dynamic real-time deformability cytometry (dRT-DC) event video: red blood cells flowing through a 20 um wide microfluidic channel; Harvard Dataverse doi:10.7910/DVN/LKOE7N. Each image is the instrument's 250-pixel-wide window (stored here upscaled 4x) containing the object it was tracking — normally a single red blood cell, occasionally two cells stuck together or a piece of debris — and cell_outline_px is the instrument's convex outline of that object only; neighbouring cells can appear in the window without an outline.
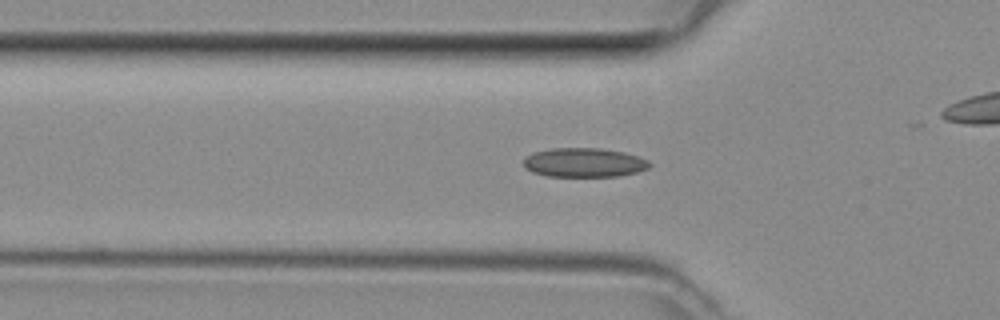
{"species": "common noctule bat (a hibernating species)", "species_latin": "Nyctalus noctula", "temperature_condition": "room temperature", "stored_images_in_passage": 48, "camera_frame_rate_fps": 3000, "um_per_image_px": 0.085, "animal": {"sex": "female", "body_mass_g": 29.2, "forearm_length_mm": 56.3}, "frame": {"image": 1, "passage_image": 15, "time_ms": 4.667, "image_size_px": [1000, 320], "cell_outline_px": [[652, 164], [648, 168], [636, 172], [620, 176], [548, 176], [532, 172], [524, 168], [524, 156], [532, 152], [552, 148], [600, 148], [624, 152], [640, 156], [648, 160]], "centroid_in_image_um": [49.64, 13.81], "position_along_channel_um": 76.2, "area_um2": 21.62}}
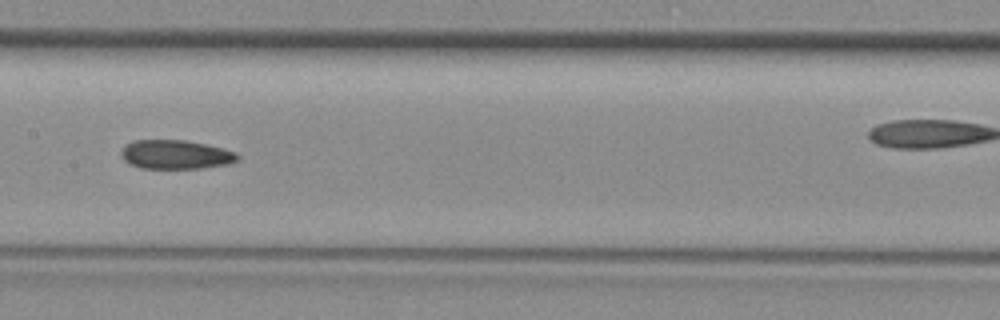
{"frame": {"image": 2, "passage_image": 23, "time_ms": 7.333, "image_size_px": [1000, 320], "cell_outline_px": [[240, 156], [236, 160], [228, 164], [200, 168], [140, 168], [128, 164], [120, 156], [120, 152], [128, 144], [136, 140], [184, 140], [224, 148], [236, 152]], "centroid_in_image_um": [14.92, 13.14], "position_along_channel_um": 192.5, "area_um2": 19.59}}
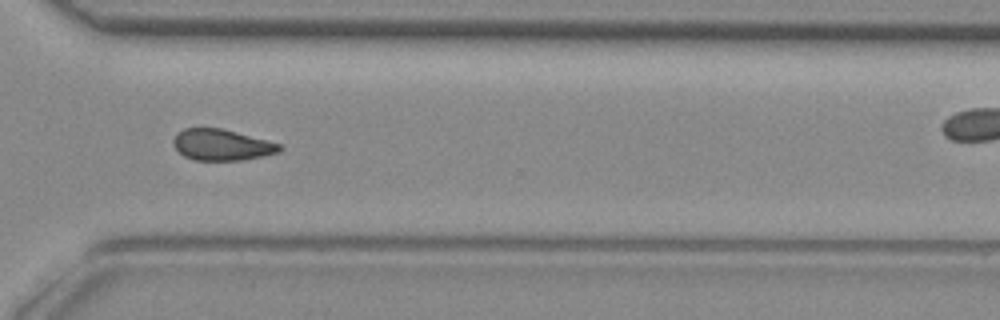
{"frame": {"image": 3, "passage_image": 34, "time_ms": 11.0, "image_size_px": [1000, 320], "cell_outline_px": [[284, 148], [280, 152], [264, 156], [244, 160], [192, 160], [184, 156], [172, 144], [172, 140], [176, 132], [184, 128], [220, 128], [236, 132], [280, 144]], "centroid_in_image_um": [18.83, 12.32], "position_along_channel_um": 351.8, "area_um2": 19.36}}